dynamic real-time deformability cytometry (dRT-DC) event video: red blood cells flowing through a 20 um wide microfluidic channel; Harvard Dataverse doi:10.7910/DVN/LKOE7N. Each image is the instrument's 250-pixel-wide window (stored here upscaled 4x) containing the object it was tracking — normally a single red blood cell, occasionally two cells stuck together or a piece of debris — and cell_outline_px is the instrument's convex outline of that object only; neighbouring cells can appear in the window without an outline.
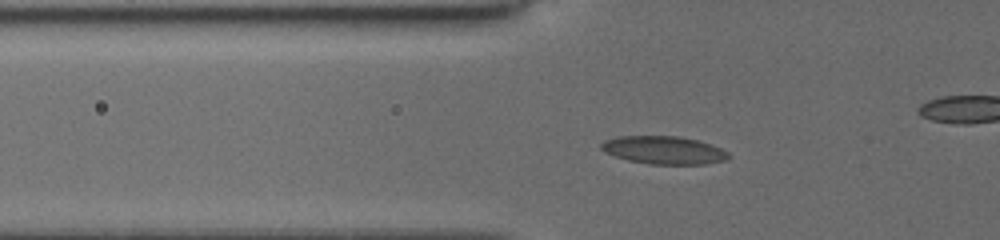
{"species": "common noctule bat (a hibernating species)", "species_latin": "Nyctalus noctula", "temperature_condition": "cold", "stored_images_in_passage": 33, "segment_of_instrument_passage": [1, 2], "camera_frame_rate_fps": 3000, "um_per_image_px": 0.085, "animal": {"sex": "female", "body_mass_g": 19.5, "forearm_length_mm": 54.1}, "frame": {"image": 1, "passage_image": 15, "time_ms": 5.0, "image_size_px": [1000, 240], "cell_outline_px": [[732, 156], [728, 160], [704, 164], [648, 164], [628, 160], [604, 152], [600, 148], [600, 144], [604, 140], [616, 136], [680, 136], [712, 144], [728, 152]], "centroid_in_image_um": [56.43, 12.76], "position_along_channel_um": 69.4, "area_um2": 20.92}}
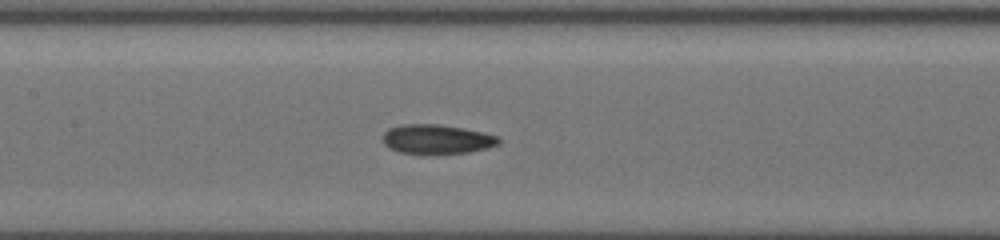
{"frame": {"image": 2, "passage_image": 22, "time_ms": 7.667, "image_size_px": [1000, 240], "cell_outline_px": [[500, 144], [488, 148], [468, 152], [436, 156], [424, 156], [400, 152], [388, 148], [380, 140], [384, 132], [388, 128], [404, 124], [436, 124], [484, 132], [500, 136]], "centroid_in_image_um": [37.1, 11.88], "position_along_channel_um": 170.3, "area_um2": 20.69}}
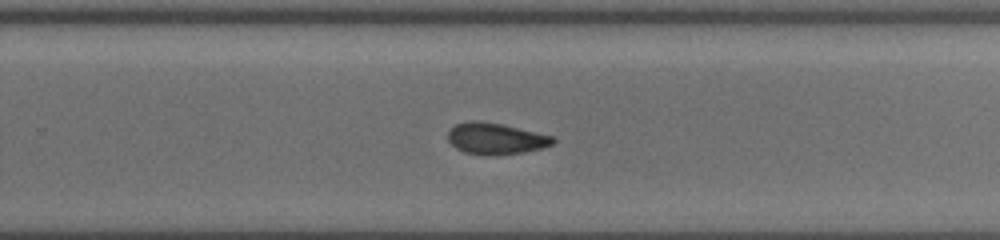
{"frame": {"image": 3, "passage_image": 31, "time_ms": 10.667, "image_size_px": [1000, 240], "cell_outline_px": [[556, 140], [552, 144], [540, 148], [524, 152], [488, 156], [464, 152], [456, 148], [448, 140], [448, 132], [456, 124], [472, 120], [500, 124], [556, 136]], "centroid_in_image_um": [42.15, 11.79], "position_along_channel_um": 287.6, "area_um2": 19.07}}